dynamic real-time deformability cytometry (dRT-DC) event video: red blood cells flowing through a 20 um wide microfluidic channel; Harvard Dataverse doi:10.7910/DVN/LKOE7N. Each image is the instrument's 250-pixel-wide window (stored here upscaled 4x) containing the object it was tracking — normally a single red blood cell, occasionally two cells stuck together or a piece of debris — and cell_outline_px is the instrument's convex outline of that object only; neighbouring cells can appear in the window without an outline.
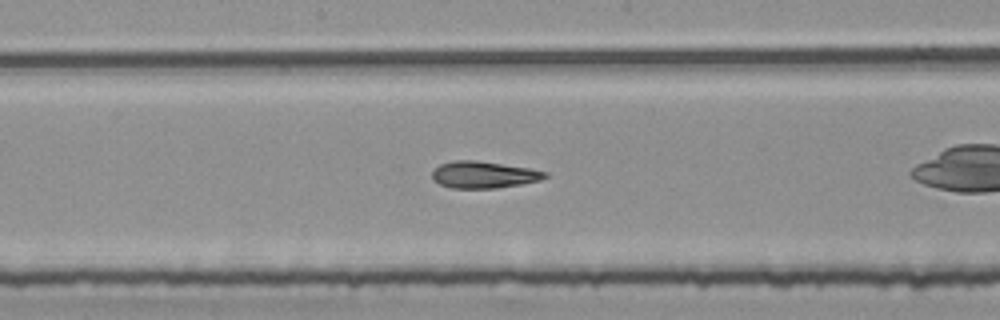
{"species": "common noctule bat (a hibernating species)", "species_latin": "Nyctalus noctula", "temperature_condition": "room temperature", "stored_images_in_passage": 18, "camera_frame_rate_fps": 3000, "um_per_image_px": 0.085, "animal": {"sex": "female", "body_mass_g": 25.1}, "frame": {"image": 1, "passage_image": 13, "time_ms": 4.0, "image_size_px": [1000, 320], "cell_outline_px": [[548, 176], [540, 180], [520, 184], [496, 188], [452, 188], [440, 184], [432, 180], [432, 172], [440, 164], [452, 160], [476, 160], [532, 168], [548, 172]], "centroid_in_image_um": [41.12, 14.84], "position_along_channel_um": 207.1, "area_um2": 17.74}}
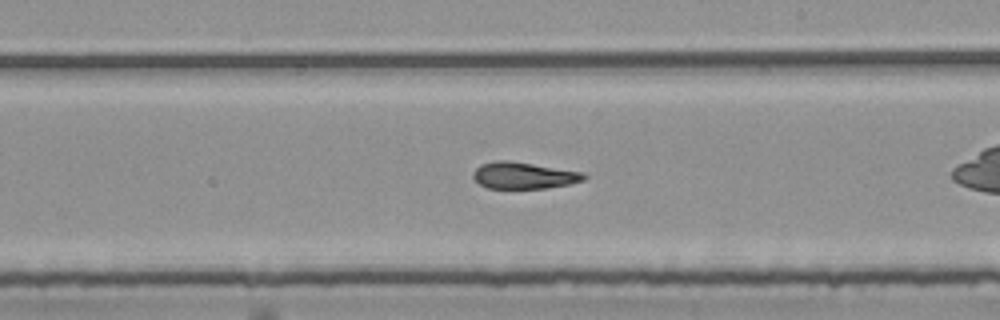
{"frame": {"image": 2, "passage_image": 16, "time_ms": 5.0, "image_size_px": [1000, 320], "cell_outline_px": [[588, 176], [584, 180], [568, 184], [548, 188], [488, 188], [480, 184], [472, 176], [472, 172], [480, 164], [496, 160], [508, 160], [584, 172]], "centroid_in_image_um": [44.51, 14.91], "position_along_channel_um": 244.5, "area_um2": 17.22}}